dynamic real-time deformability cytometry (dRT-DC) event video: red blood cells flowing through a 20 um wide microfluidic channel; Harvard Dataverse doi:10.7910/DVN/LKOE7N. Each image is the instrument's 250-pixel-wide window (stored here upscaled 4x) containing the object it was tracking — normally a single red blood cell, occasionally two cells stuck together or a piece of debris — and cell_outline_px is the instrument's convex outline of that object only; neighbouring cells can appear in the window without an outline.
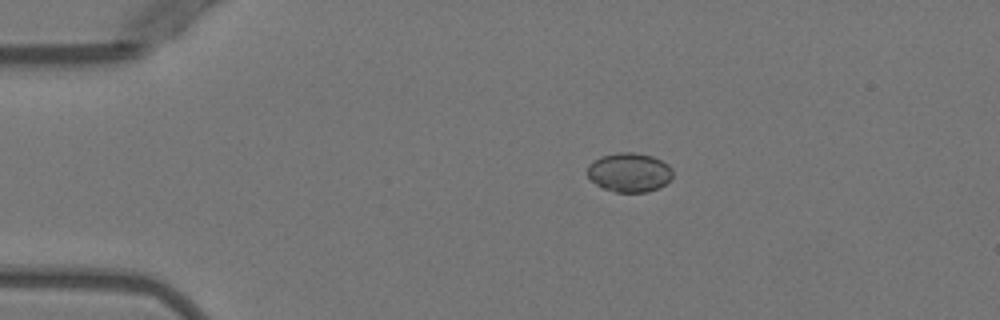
{"species": "Egyptian fruit bat (a non-hibernating species)", "species_latin": "Rousettus aegyptiacus", "temperature_condition": "warm", "stored_images_in_passage": 3, "camera_frame_rate_fps": 3000, "um_per_image_px": 0.085, "animal": {"sex": "female"}, "frame": {"image": 1, "passage_image": 2, "time_ms": 1.0, "image_size_px": [1000, 320], "cell_outline_px": [[672, 176], [660, 188], [648, 192], [616, 192], [604, 188], [596, 184], [588, 176], [588, 164], [592, 160], [600, 156], [620, 152], [632, 152], [652, 156], [668, 164], [672, 168]], "centroid_in_image_um": [53.48, 14.65], "position_along_channel_um": 31.5, "area_um2": 19.48}}